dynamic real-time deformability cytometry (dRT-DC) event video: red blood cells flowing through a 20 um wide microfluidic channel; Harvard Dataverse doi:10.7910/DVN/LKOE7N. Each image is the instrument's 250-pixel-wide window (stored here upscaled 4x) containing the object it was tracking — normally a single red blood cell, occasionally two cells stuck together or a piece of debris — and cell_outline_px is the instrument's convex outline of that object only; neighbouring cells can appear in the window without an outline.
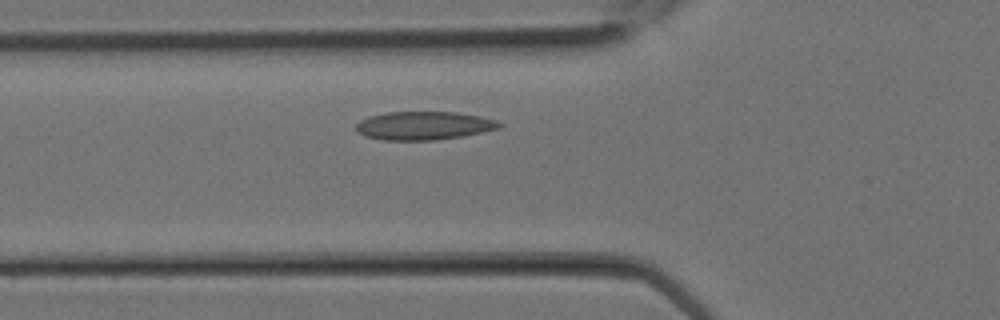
{"species": "Egyptian fruit bat (a non-hibernating species)", "species_latin": "Rousettus aegyptiacus", "temperature_condition": "room temperature", "stored_images_in_passage": 10, "camera_frame_rate_fps": 3000, "um_per_image_px": 0.085, "animal": {"sex": "female"}, "frame": {"image": 1, "passage_image": 5, "time_ms": 1.333, "image_size_px": [1000, 320], "cell_outline_px": [[504, 124], [500, 128], [460, 136], [432, 140], [384, 140], [364, 136], [356, 128], [356, 124], [360, 120], [368, 116], [388, 112], [456, 112], [496, 120]], "centroid_in_image_um": [36.0, 10.67], "position_along_channel_um": 89.8, "area_um2": 23.41}}
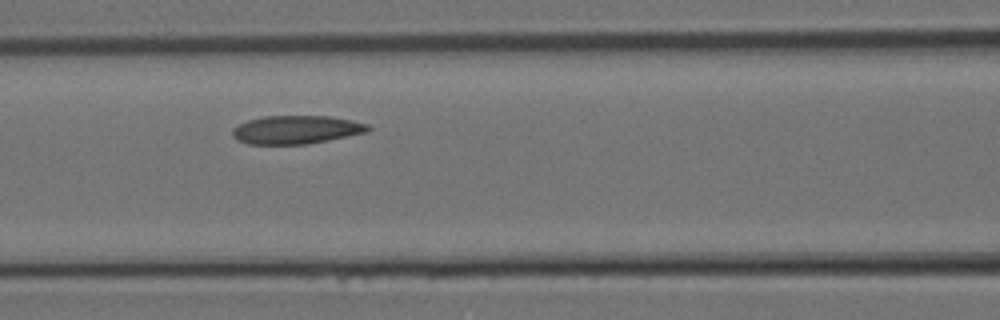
{"frame": {"image": 2, "passage_image": 7, "time_ms": 2.0, "image_size_px": [1000, 320], "cell_outline_px": [[372, 128], [368, 132], [308, 144], [248, 144], [236, 140], [232, 136], [232, 128], [248, 120], [264, 116], [328, 116], [352, 120], [368, 124]], "centroid_in_image_um": [25.18, 11.03], "position_along_channel_um": 141.4, "area_um2": 22.48}}
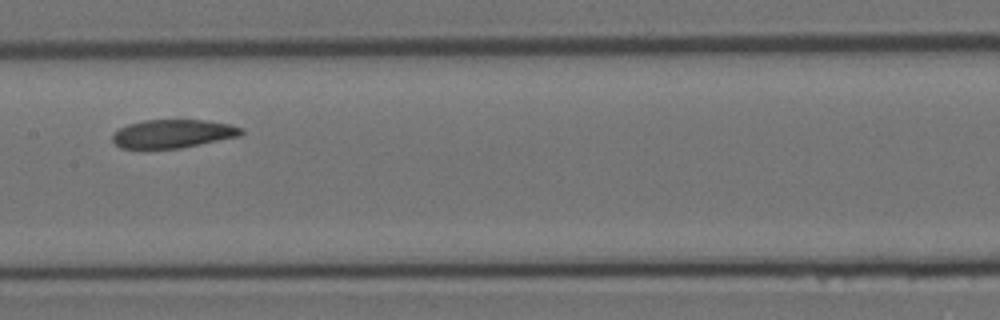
{"frame": {"image": 3, "passage_image": 9, "time_ms": 2.667, "image_size_px": [1000, 320], "cell_outline_px": [[244, 132], [240, 136], [180, 148], [120, 148], [112, 140], [112, 132], [128, 124], [144, 120], [204, 120], [228, 124], [244, 128]], "centroid_in_image_um": [14.69, 11.36], "position_along_channel_um": 192.7, "area_um2": 21.27}}